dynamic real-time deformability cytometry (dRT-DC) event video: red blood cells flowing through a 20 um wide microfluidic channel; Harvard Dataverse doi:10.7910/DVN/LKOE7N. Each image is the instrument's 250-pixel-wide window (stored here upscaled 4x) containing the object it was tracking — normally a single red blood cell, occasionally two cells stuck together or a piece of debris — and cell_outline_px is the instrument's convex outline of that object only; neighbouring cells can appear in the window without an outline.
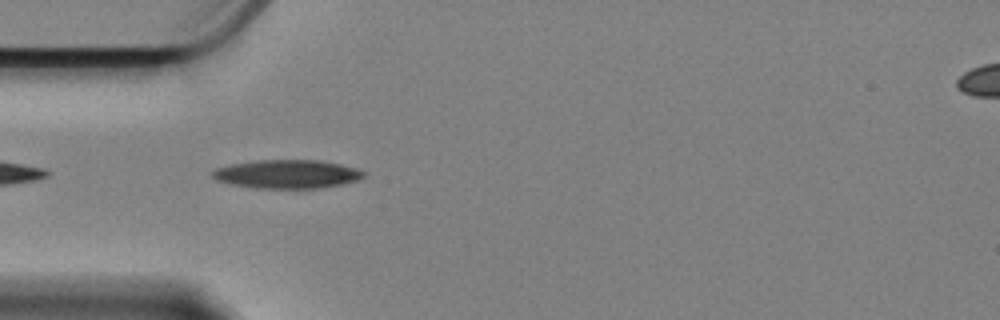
{"species": "Egyptian fruit bat (a non-hibernating species)", "species_latin": "Rousettus aegyptiacus", "temperature_condition": "cold", "stored_images_in_passage": 17, "camera_frame_rate_fps": 3000, "um_per_image_px": 0.085, "animal": {"sex": "female"}, "frame": {"image": 1, "passage_image": 3, "time_ms": 0.667, "image_size_px": [1000, 320], "cell_outline_px": [[364, 176], [356, 180], [340, 184], [316, 188], [256, 188], [232, 184], [216, 180], [212, 176], [212, 172], [216, 168], [232, 164], [260, 160], [320, 160], [340, 164], [356, 168], [364, 172]], "centroid_in_image_um": [24.38, 14.79], "position_along_channel_um": 60.6, "area_um2": 24.85}}
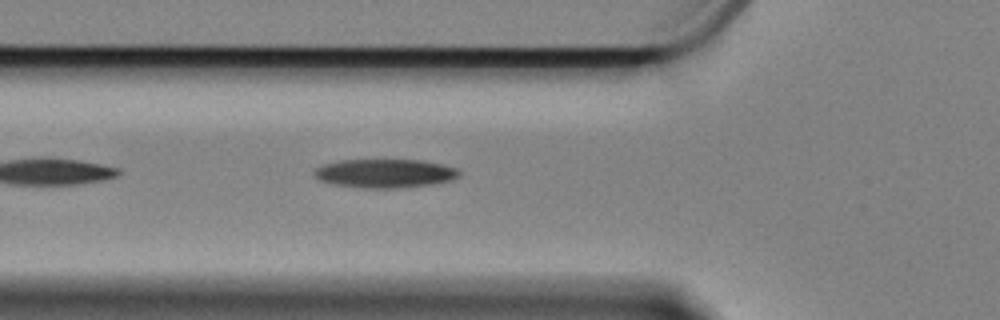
{"frame": {"image": 2, "passage_image": 6, "time_ms": 1.667, "image_size_px": [1000, 320], "cell_outline_px": [[460, 176], [452, 180], [432, 184], [400, 188], [364, 188], [332, 184], [320, 180], [312, 172], [320, 164], [340, 160], [424, 160], [456, 168], [460, 172]], "centroid_in_image_um": [32.7, 14.73], "position_along_channel_um": 93.1, "area_um2": 24.39}}
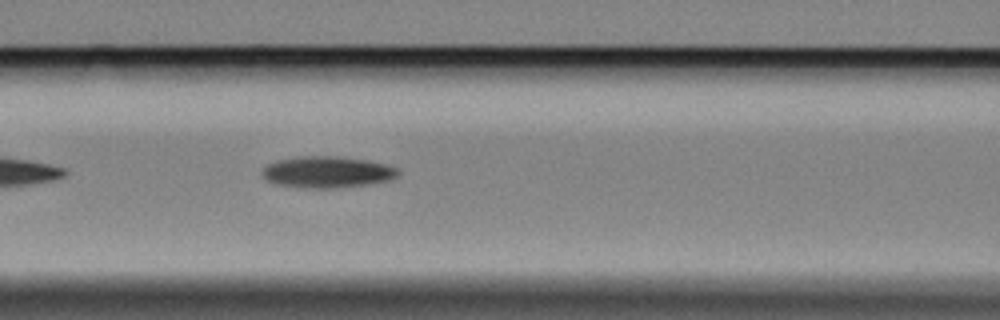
{"frame": {"image": 3, "passage_image": 10, "time_ms": 3.0, "image_size_px": [1000, 320], "cell_outline_px": [[400, 172], [392, 180], [368, 184], [336, 188], [304, 188], [276, 184], [268, 180], [260, 172], [268, 164], [276, 160], [296, 156], [340, 156], [368, 160], [400, 168]], "centroid_in_image_um": [27.83, 14.62], "position_along_channel_um": 138.8, "area_um2": 25.14}}